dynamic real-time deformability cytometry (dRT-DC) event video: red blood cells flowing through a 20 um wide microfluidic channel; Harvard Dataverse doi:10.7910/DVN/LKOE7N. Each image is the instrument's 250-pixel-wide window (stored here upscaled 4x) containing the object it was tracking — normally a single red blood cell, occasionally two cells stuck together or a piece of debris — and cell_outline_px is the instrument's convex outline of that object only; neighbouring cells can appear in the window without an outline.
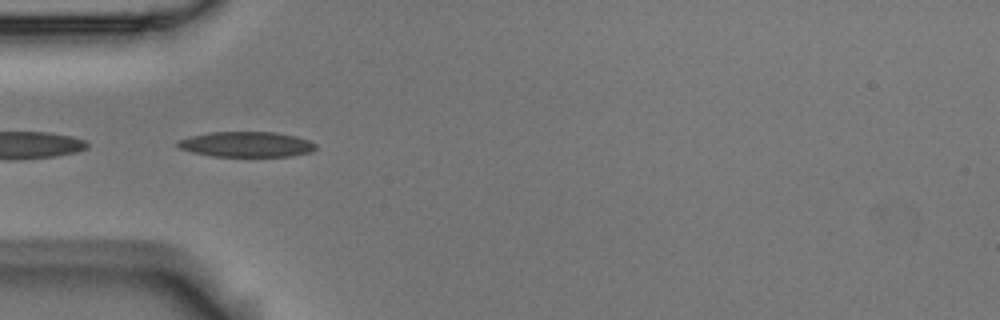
{"species": "Egyptian fruit bat (a non-hibernating species)", "species_latin": "Rousettus aegyptiacus", "temperature_condition": "room temperature", "stored_images_in_passage": 10, "camera_frame_rate_fps": 3000, "um_per_image_px": 0.085, "animal": {"sex": "male"}, "frame": {"image": 1, "passage_image": 4, "time_ms": 1.0, "image_size_px": [1000, 320], "cell_outline_px": [[316, 148], [312, 152], [292, 156], [212, 156], [192, 152], [180, 148], [176, 144], [176, 140], [208, 132], [276, 132], [296, 136], [308, 140], [316, 144]], "centroid_in_image_um": [20.95, 12.27], "position_along_channel_um": 64.0, "area_um2": 20.4}}
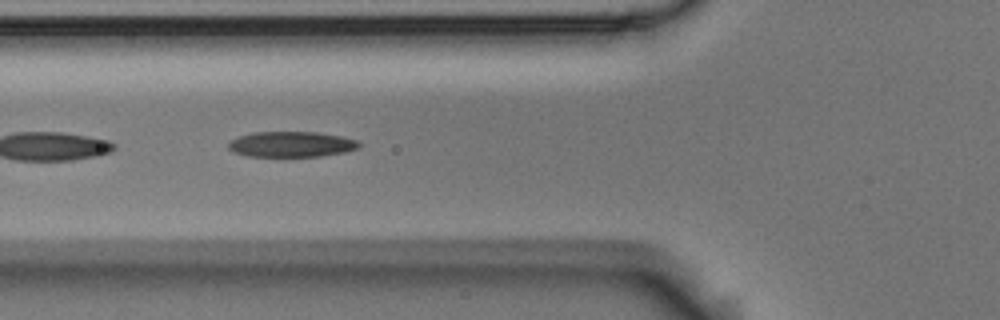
{"frame": {"image": 2, "passage_image": 7, "time_ms": 2.0, "image_size_px": [1000, 320], "cell_outline_px": [[360, 148], [344, 152], [320, 156], [248, 156], [236, 152], [228, 148], [228, 144], [232, 140], [240, 136], [252, 132], [316, 132], [344, 136], [356, 140], [360, 144]], "centroid_in_image_um": [24.81, 12.25], "position_along_channel_um": 101.0, "area_um2": 19.31}}